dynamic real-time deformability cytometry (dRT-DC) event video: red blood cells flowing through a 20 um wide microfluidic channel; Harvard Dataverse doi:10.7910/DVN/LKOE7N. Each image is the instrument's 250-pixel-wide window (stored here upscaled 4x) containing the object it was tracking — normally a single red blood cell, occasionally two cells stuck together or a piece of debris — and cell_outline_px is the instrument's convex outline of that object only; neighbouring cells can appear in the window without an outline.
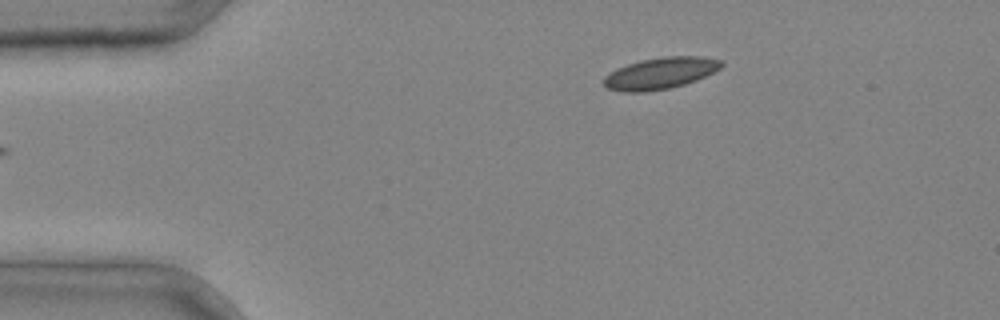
{"species": "common noctule bat (a hibernating species)", "species_latin": "Nyctalus noctula", "temperature_condition": "cold", "stored_images_in_passage": 3, "camera_frame_rate_fps": 3000, "um_per_image_px": 0.085, "animal": {"sex": "male", "body_mass_g": 20.4}, "frame": {"image": 1, "passage_image": 3, "time_ms": 0.667, "image_size_px": [1000, 320], "cell_outline_px": [[724, 64], [720, 68], [696, 80], [684, 84], [668, 88], [644, 92], [624, 92], [608, 88], [604, 84], [604, 76], [628, 64], [640, 60], [664, 56], [700, 56], [720, 60]], "centroid_in_image_um": [56.14, 6.22], "position_along_channel_um": 28.9, "area_um2": 21.27}}